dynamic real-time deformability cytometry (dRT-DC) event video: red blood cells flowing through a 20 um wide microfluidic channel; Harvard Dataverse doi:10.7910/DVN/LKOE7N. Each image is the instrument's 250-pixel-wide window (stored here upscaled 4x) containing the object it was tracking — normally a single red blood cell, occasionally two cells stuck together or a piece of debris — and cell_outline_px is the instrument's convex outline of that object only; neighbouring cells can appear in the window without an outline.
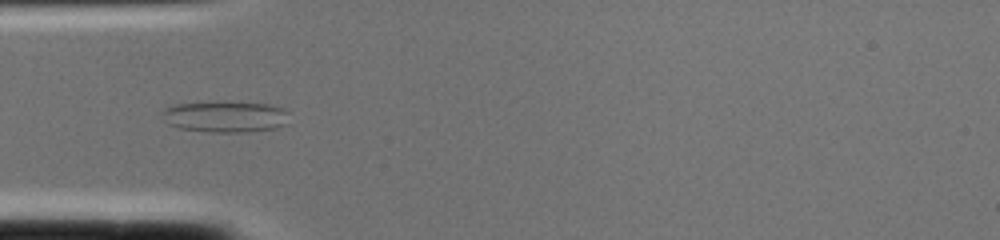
{"species": "common noctule bat (a hibernating species)", "species_latin": "Nyctalus noctula", "temperature_condition": "cold", "stored_images_in_passage": 2, "camera_frame_rate_fps": 3000, "um_per_image_px": 0.085, "animal": {"sex": "female", "body_mass_g": 22.0, "forearm_length_mm": 56.7}, "frame": {"image": 1, "passage_image": 2, "time_ms": 0.333, "image_size_px": [1000, 240], "cell_outline_px": [[288, 124], [276, 128], [244, 132], [208, 132], [180, 128], [168, 124], [160, 112], [164, 108], [176, 104], [216, 100], [268, 104], [284, 108], [288, 112]], "centroid_in_image_um": [19.15, 9.89], "position_along_channel_um": 65.8, "area_um2": 23.76}}